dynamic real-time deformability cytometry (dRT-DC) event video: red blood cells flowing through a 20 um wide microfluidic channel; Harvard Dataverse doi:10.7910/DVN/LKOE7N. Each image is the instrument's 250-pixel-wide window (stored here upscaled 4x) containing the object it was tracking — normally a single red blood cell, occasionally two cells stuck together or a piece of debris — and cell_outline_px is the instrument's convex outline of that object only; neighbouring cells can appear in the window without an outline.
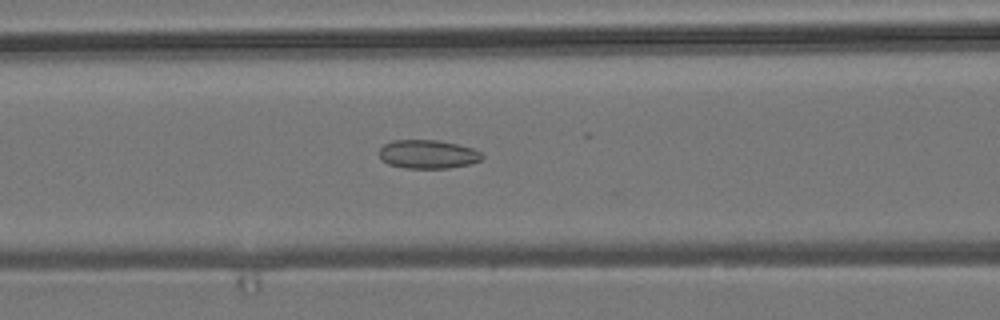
{"species": "common noctule bat (a hibernating species)", "species_latin": "Nyctalus noctula", "temperature_condition": "room temperature", "stored_images_in_passage": 38, "camera_frame_rate_fps": 3000, "um_per_image_px": 0.085, "animal": {"sex": "male", "body_mass_g": 19.2, "forearm_length_mm": 51.8}, "frame": {"image": 1, "passage_image": 6, "time_ms": 1.667, "image_size_px": [1000, 320], "cell_outline_px": [[484, 156], [480, 160], [468, 164], [448, 168], [404, 168], [388, 164], [380, 156], [380, 148], [384, 144], [392, 140], [440, 140], [472, 148], [480, 152]], "centroid_in_image_um": [36.36, 13.1], "position_along_channel_um": 130.2, "area_um2": 17.05}}
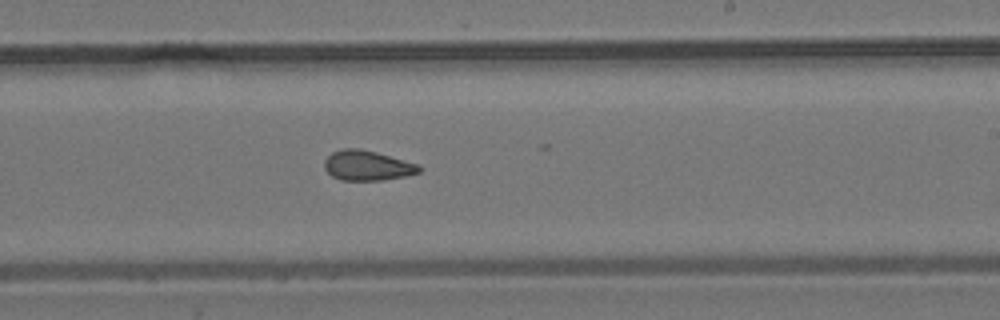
{"frame": {"image": 2, "passage_image": 16, "time_ms": 5.0, "image_size_px": [1000, 320], "cell_outline_px": [[420, 172], [404, 176], [384, 180], [340, 180], [332, 176], [324, 168], [324, 160], [332, 152], [344, 148], [360, 148], [376, 152], [420, 164]], "centroid_in_image_um": [31.21, 14.06], "position_along_channel_um": 257.8, "area_um2": 16.59}}
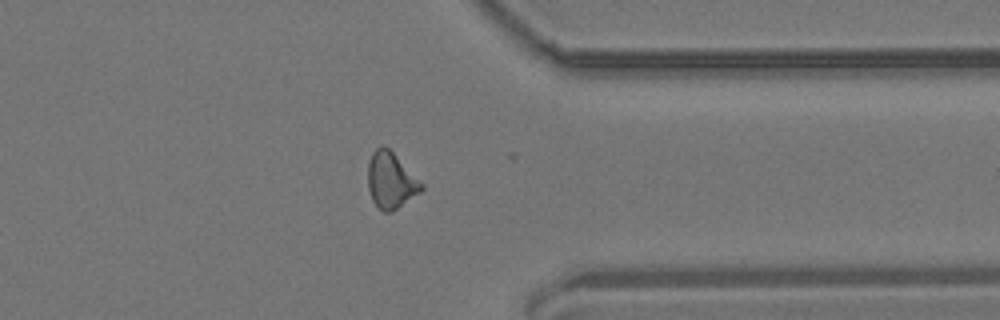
{"frame": {"image": 3, "passage_image": 26, "time_ms": 8.333, "image_size_px": [1000, 320], "cell_outline_px": [[424, 188], [420, 192], [392, 212], [384, 212], [372, 200], [368, 188], [368, 164], [372, 152], [380, 144], [384, 144], [424, 184]], "centroid_in_image_um": [33.21, 15.32], "position_along_channel_um": 378.2, "area_um2": 17.4}, "authors_computed_cell_mechanics": {"area_um2": 16.6175, "velocity_mm_per_s": 3.8261, "shape_relaxation_time_tau1_ms": null, "shape_relaxation_time_tau2_ms": 2.8884, "deformation_change_tau1": null, "deformation_change_tau2": 0.1037}}